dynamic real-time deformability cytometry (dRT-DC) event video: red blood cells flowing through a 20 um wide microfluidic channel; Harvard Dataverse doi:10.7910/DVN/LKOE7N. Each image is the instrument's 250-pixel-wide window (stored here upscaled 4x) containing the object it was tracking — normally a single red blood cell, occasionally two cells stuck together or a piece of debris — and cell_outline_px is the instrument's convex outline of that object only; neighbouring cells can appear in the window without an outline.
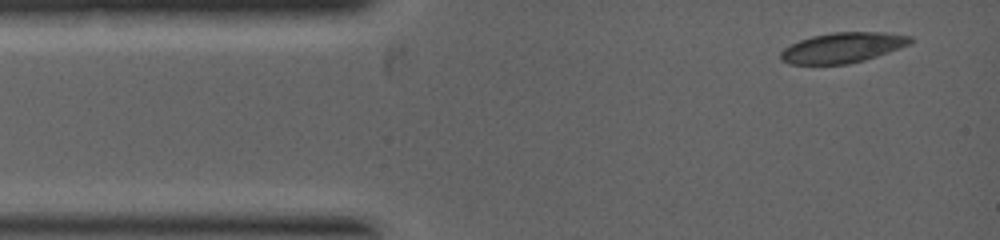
{"species": "common noctule bat (a hibernating species)", "species_latin": "Nyctalus noctula", "temperature_condition": "warm", "stored_images_in_passage": 2, "camera_frame_rate_fps": 5000, "um_per_image_px": 0.085, "animal": {"sex": "female", "body_mass_g": 19.0, "forearm_length_mm": 53.3}, "frame": {"image": 1, "passage_image": 1, "time_ms": 0.0, "image_size_px": [1000, 240], "cell_outline_px": [[912, 40], [908, 44], [876, 56], [864, 60], [848, 64], [788, 64], [780, 60], [780, 52], [784, 48], [800, 40], [812, 36], [832, 32], [884, 32], [912, 36]], "centroid_in_image_um": [71.57, 4.05], "position_along_channel_um": 13.4, "area_um2": 22.66}}